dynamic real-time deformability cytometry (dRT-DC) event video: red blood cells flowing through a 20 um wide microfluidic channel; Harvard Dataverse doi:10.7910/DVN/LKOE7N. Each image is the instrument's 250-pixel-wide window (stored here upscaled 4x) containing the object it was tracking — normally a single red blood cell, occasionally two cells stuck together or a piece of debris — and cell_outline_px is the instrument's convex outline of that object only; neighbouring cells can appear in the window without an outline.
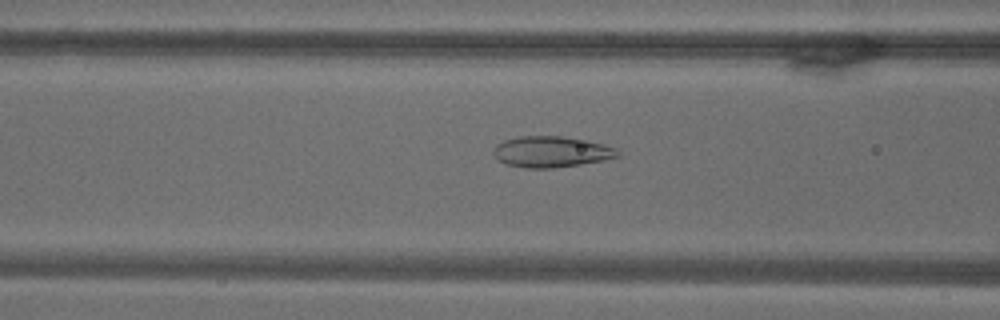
{"species": "common noctule bat (a hibernating species)", "species_latin": "Nyctalus noctula", "temperature_condition": "warm", "stored_images_in_passage": 69, "camera_frame_rate_fps": 3000, "um_per_image_px": 0.085, "animal": {"sex": "male", "body_mass_g": 18.8}, "frame": {"image": 1, "passage_image": 28, "time_ms": 9.0, "image_size_px": [1000, 320], "cell_outline_px": [[620, 156], [604, 160], [580, 164], [552, 168], [524, 168], [508, 164], [500, 160], [492, 152], [496, 144], [504, 140], [520, 136], [564, 136], [588, 140], [604, 144], [616, 148], [620, 152]], "centroid_in_image_um": [46.89, 12.89], "position_along_channel_um": 119.7, "area_um2": 22.48}}
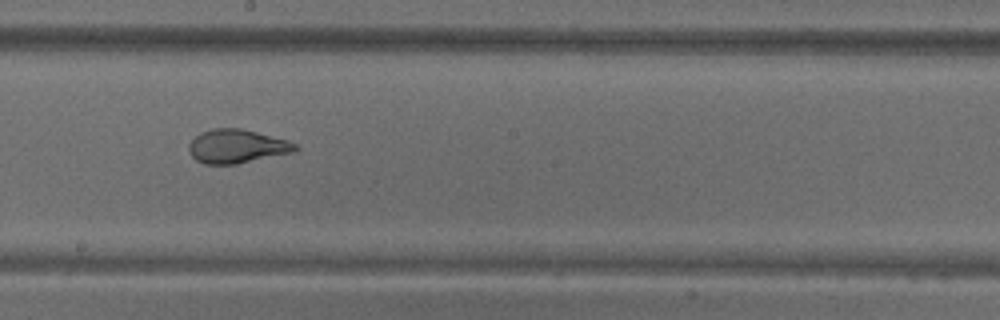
{"frame": {"image": 2, "passage_image": 39, "time_ms": 12.667, "image_size_px": [1000, 320], "cell_outline_px": [[300, 148], [292, 152], [236, 164], [204, 164], [196, 160], [192, 156], [188, 148], [188, 144], [200, 132], [212, 128], [240, 128], [288, 140], [296, 144]], "centroid_in_image_um": [20.11, 12.43], "position_along_channel_um": 228.1, "area_um2": 20.81}}
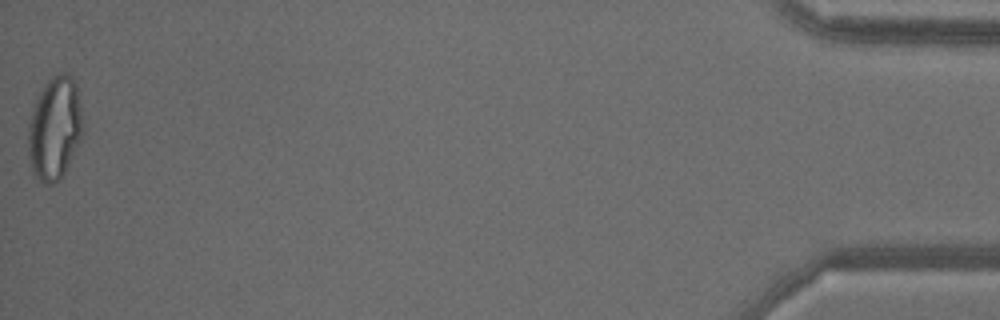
{"frame": {"image": 3, "passage_image": 69, "time_ms": 22.667, "image_size_px": [1000, 320], "cell_outline_px": [[84, 128], [80, 140], [60, 180], [52, 184], [44, 184], [32, 172], [28, 156], [28, 124], [36, 100], [44, 84], [52, 76], [60, 72], [64, 72], [72, 76], [76, 88], [80, 104]], "centroid_in_image_um": [4.64, 10.91], "position_along_channel_um": 430.6, "area_um2": 32.77}}